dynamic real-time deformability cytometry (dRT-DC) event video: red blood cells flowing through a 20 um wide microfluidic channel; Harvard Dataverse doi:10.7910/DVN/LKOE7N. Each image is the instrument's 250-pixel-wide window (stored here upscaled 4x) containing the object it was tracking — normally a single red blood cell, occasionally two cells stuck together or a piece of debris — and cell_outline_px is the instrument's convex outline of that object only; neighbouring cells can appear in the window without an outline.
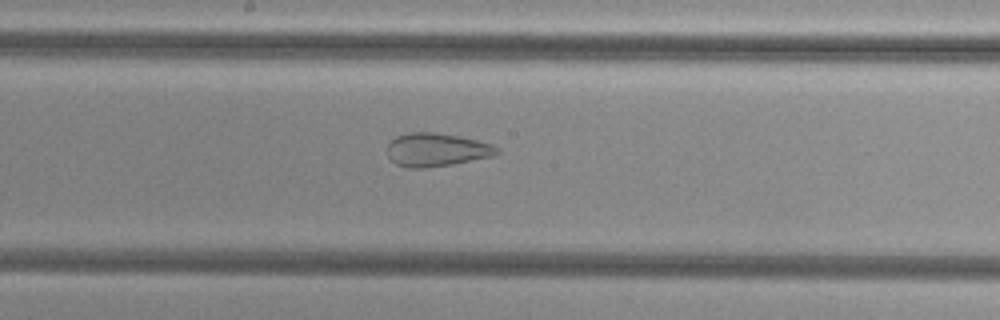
{"species": "common noctule bat (a hibernating species)", "species_latin": "Nyctalus noctula", "temperature_condition": "cold", "stored_images_in_passage": 45, "camera_frame_rate_fps": 3000, "um_per_image_px": 0.085, "animal": {"sex": "female", "body_mass_g": 29.2, "forearm_length_mm": 56.3}, "frame": {"image": 1, "passage_image": 20, "time_ms": 6.333, "image_size_px": [1000, 320], "cell_outline_px": [[500, 152], [492, 156], [452, 164], [424, 168], [408, 168], [396, 164], [388, 156], [388, 144], [396, 136], [408, 132], [436, 132], [476, 140], [492, 144], [500, 148]], "centroid_in_image_um": [37.1, 12.73], "position_along_channel_um": 211.1, "area_um2": 21.21}}
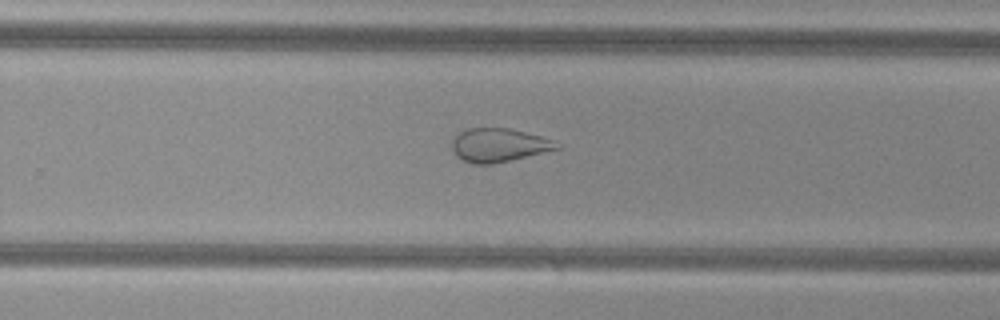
{"frame": {"image": 2, "passage_image": 26, "time_ms": 8.333, "image_size_px": [1000, 320], "cell_outline_px": [[564, 148], [492, 164], [472, 164], [456, 156], [452, 152], [452, 140], [460, 132], [468, 128], [508, 128], [540, 136], [564, 144]], "centroid_in_image_um": [42.44, 12.34], "position_along_channel_um": 287.4, "area_um2": 20.63}, "authors_computed_cell_mechanics": {"area_um2": 28.5532, "velocity_mm_per_s": 3.8198, "shape_relaxation_time_tau1_ms": null, "shape_relaxation_time_tau2_ms": 1.2146, "deformation_change_tau1": null, "deformation_change_tau2": 0.079}}